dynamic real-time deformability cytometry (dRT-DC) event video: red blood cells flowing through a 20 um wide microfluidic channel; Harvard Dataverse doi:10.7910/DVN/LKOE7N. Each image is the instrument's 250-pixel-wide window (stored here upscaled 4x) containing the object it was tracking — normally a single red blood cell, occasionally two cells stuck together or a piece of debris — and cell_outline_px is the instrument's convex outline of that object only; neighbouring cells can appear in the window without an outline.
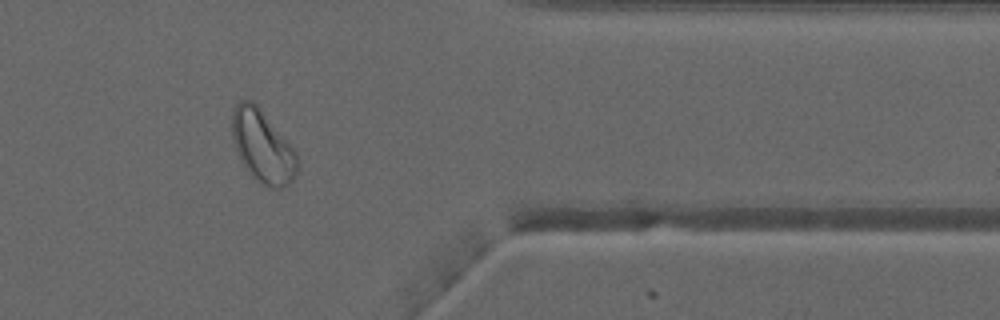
{"species": "common noctule bat (a hibernating species)", "species_latin": "Nyctalus noctula", "temperature_condition": "warm", "stored_images_in_passage": 36, "segment_of_instrument_passage": [1, 2], "camera_frame_rate_fps": 3000, "um_per_image_px": 0.085, "animal": {"sex": "male", "forearm_length_mm": 52.5}, "frame": {"image": 1, "passage_image": 26, "time_ms": 8.333, "image_size_px": [1000, 320], "cell_outline_px": [[296, 172], [292, 180], [288, 184], [280, 188], [272, 188], [260, 184], [248, 172], [240, 160], [232, 136], [232, 112], [236, 104], [240, 100], [252, 100], [260, 108], [296, 152]], "centroid_in_image_um": [22.28, 12.44], "position_along_channel_um": 389.1, "area_um2": 27.11}}